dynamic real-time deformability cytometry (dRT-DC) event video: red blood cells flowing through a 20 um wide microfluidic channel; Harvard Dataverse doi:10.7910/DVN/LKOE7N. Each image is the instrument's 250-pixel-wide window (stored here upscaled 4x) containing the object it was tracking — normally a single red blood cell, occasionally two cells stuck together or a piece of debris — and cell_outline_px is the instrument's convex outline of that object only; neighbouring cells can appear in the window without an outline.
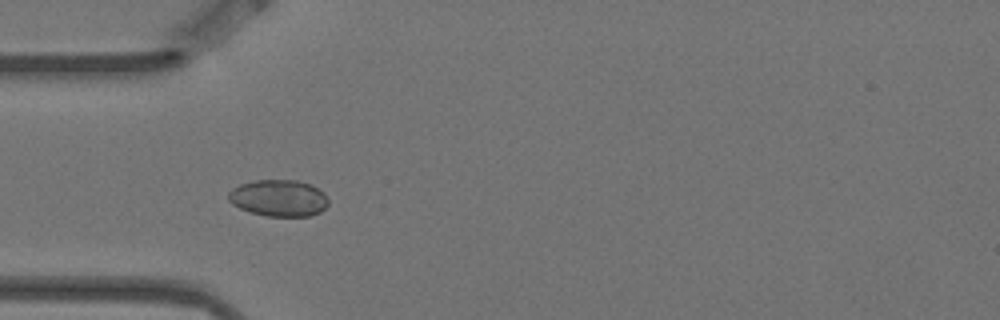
{"species": "Egyptian fruit bat (a non-hibernating species)", "species_latin": "Rousettus aegyptiacus", "temperature_condition": "warm", "stored_images_in_passage": 9, "camera_frame_rate_fps": 3000, "um_per_image_px": 0.085, "animal": {"sex": "female"}, "frame": {"image": 1, "passage_image": 4, "time_ms": 1.0, "image_size_px": [1000, 320], "cell_outline_px": [[328, 204], [320, 212], [308, 216], [268, 216], [252, 212], [240, 208], [232, 204], [228, 200], [228, 192], [232, 188], [240, 184], [256, 180], [296, 180], [312, 184], [324, 192], [328, 196]], "centroid_in_image_um": [23.71, 16.82], "position_along_channel_um": 61.3, "area_um2": 21.44}}
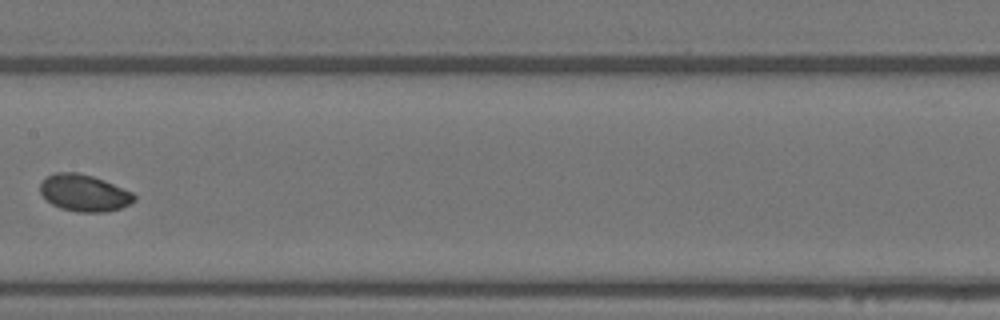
{"frame": {"image": 2, "passage_image": 7, "time_ms": 2.0, "image_size_px": [1000, 320], "cell_outline_px": [[136, 200], [120, 208], [104, 212], [76, 212], [60, 208], [52, 204], [40, 192], [40, 184], [52, 172], [76, 172], [92, 176], [104, 180], [132, 192], [136, 196]], "centroid_in_image_um": [7.15, 16.4], "position_along_channel_um": 200.3, "area_um2": 20.06}}
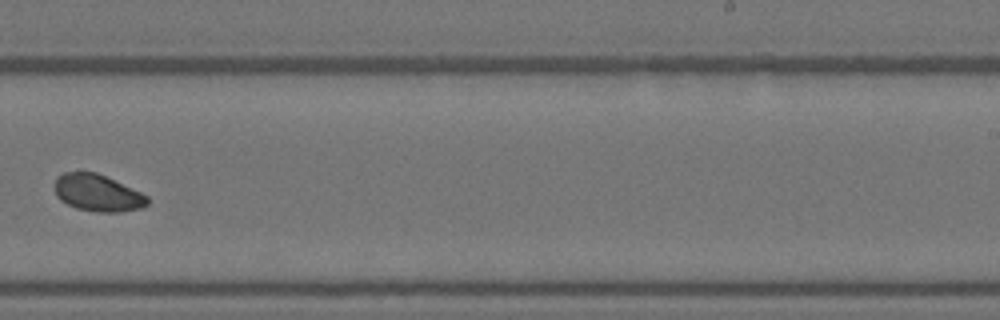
{"frame": {"image": 3, "passage_image": 9, "time_ms": 2.667, "image_size_px": [1000, 320], "cell_outline_px": [[148, 204], [140, 208], [120, 212], [96, 212], [76, 208], [60, 200], [56, 196], [56, 176], [64, 172], [96, 172], [132, 188], [148, 196]], "centroid_in_image_um": [8.29, 16.4], "position_along_channel_um": 280.7, "area_um2": 19.83}}